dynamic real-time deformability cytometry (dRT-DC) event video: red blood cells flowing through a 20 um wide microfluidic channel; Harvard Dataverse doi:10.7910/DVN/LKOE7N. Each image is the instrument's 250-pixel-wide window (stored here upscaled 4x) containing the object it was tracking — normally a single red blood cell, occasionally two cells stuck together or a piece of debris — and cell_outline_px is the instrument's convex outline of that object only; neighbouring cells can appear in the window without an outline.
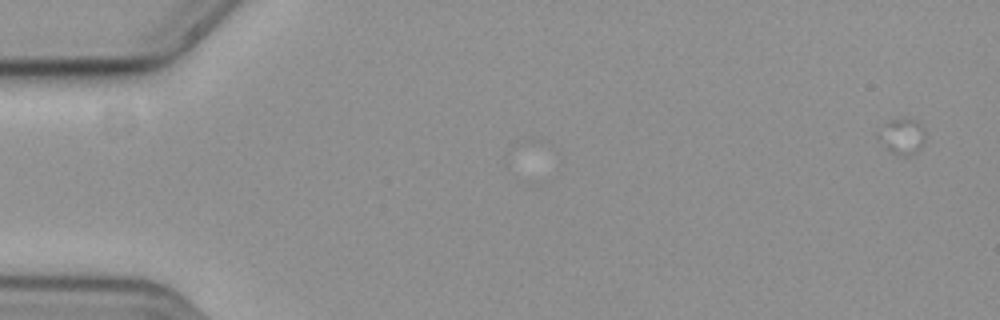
{"species": "common noctule bat (a hibernating species)", "species_latin": "Nyctalus noctula", "temperature_condition": "cold", "stored_images_in_passage": 8, "camera_frame_rate_fps": 3000, "um_per_image_px": 0.085, "animal": {"sex": "female", "body_mass_g": 19.3, "forearm_length_mm": 54.1}, "frame": {"image": 1, "passage_image": 2, "time_ms": 0.333, "image_size_px": [1000, 320], "cell_outline_px": [[924, 144], [920, 148], [908, 156], [900, 156], [892, 152], [876, 140], [876, 132], [884, 124], [892, 120], [904, 116], [916, 120], [924, 128]], "centroid_in_image_um": [76.64, 11.56], "position_along_channel_um": 8.4, "area_um2": 10.12}}